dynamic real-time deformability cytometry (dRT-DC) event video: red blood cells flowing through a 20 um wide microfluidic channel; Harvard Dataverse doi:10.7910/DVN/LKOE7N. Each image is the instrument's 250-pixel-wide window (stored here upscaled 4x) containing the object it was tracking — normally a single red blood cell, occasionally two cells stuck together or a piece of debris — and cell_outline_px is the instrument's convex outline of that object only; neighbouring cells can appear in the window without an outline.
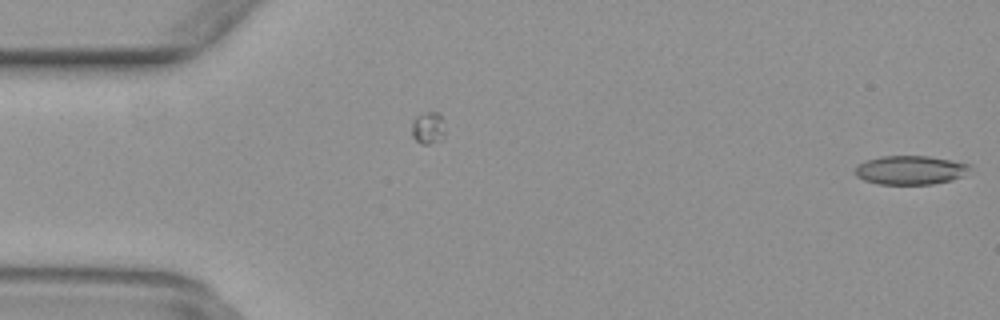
{"species": "common noctule bat (a hibernating species)", "species_latin": "Nyctalus noctula", "temperature_condition": "warm", "stored_images_in_passage": 5, "camera_frame_rate_fps": 3000, "um_per_image_px": 0.085, "animal": {"sex": "female", "body_mass_g": 29.2, "forearm_length_mm": 56.3}, "frame": {"image": 1, "passage_image": 5, "time_ms": 1.333, "image_size_px": [1000, 320], "cell_outline_px": [[968, 168], [960, 176], [952, 180], [932, 184], [876, 184], [864, 180], [856, 176], [856, 168], [860, 164], [868, 160], [880, 156], [928, 156], [968, 164]], "centroid_in_image_um": [77.31, 14.46], "position_along_channel_um": 7.7, "area_um2": 18.84}}